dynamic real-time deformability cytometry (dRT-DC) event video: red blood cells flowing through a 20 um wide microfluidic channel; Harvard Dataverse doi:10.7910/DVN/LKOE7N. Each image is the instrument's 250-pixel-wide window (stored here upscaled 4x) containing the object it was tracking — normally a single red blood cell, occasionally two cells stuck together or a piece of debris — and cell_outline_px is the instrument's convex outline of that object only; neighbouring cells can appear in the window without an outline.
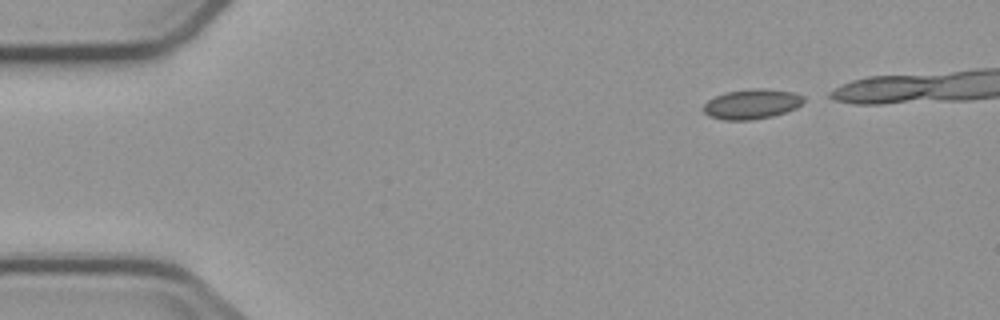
{"species": "common noctule bat (a hibernating species)", "species_latin": "Nyctalus noctula", "temperature_condition": "cold", "stored_images_in_passage": 5, "camera_frame_rate_fps": 3000, "um_per_image_px": 0.085, "animal": {"sex": "male", "body_mass_g": 23.1, "forearm_length_mm": 52.7}, "frame": {"image": 1, "passage_image": 1, "time_ms": 0.0, "image_size_px": [1000, 320], "cell_outline_px": [[804, 100], [796, 108], [772, 116], [752, 120], [724, 120], [708, 116], [704, 112], [704, 104], [708, 100], [724, 92], [752, 88], [764, 88], [792, 92], [804, 96]], "centroid_in_image_um": [63.88, 8.84], "position_along_channel_um": 21.1, "area_um2": 17.46}}
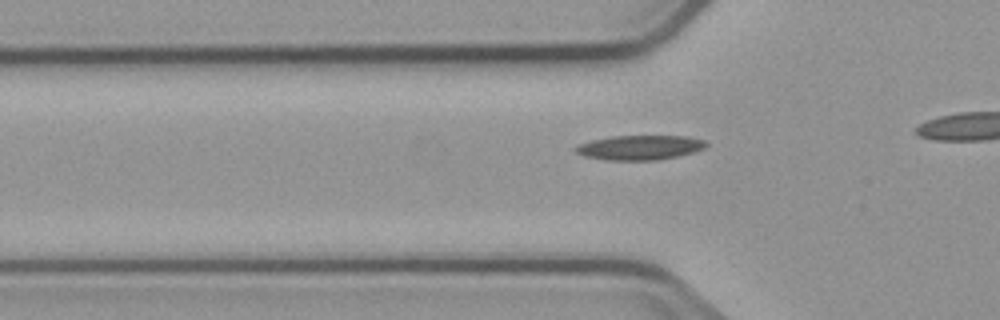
{"frame": {"image": 2, "passage_image": 5, "time_ms": 5.333, "image_size_px": [1000, 320], "cell_outline_px": [[708, 144], [704, 148], [692, 152], [676, 156], [656, 160], [604, 160], [584, 156], [576, 152], [572, 148], [580, 144], [592, 140], [612, 136], [688, 136], [704, 140]], "centroid_in_image_um": [54.35, 12.54], "position_along_channel_um": 71.4, "area_um2": 18.61}}